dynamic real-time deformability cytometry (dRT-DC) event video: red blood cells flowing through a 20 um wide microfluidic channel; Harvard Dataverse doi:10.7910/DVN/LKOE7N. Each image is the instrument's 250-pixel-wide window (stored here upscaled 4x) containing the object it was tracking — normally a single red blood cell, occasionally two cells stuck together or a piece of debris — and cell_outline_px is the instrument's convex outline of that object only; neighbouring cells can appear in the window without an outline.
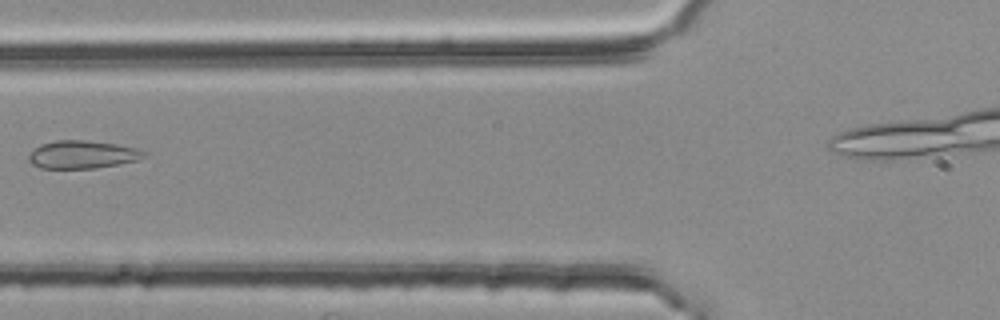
{"species": "common noctule bat (a hibernating species)", "species_latin": "Nyctalus noctula", "temperature_condition": "room temperature", "stored_images_in_passage": 3, "camera_frame_rate_fps": 3000, "um_per_image_px": 0.085, "animal": {"sex": "female", "body_mass_g": 25.1}, "frame": {"image": 1, "passage_image": 2, "time_ms": 0.333, "image_size_px": [1000, 320], "cell_outline_px": [[148, 156], [136, 160], [96, 168], [40, 168], [32, 164], [28, 160], [28, 156], [40, 144], [56, 140], [88, 140], [116, 144], [136, 148], [148, 152]], "centroid_in_image_um": [7.02, 13.13], "position_along_channel_um": 118.8, "area_um2": 18.73}}